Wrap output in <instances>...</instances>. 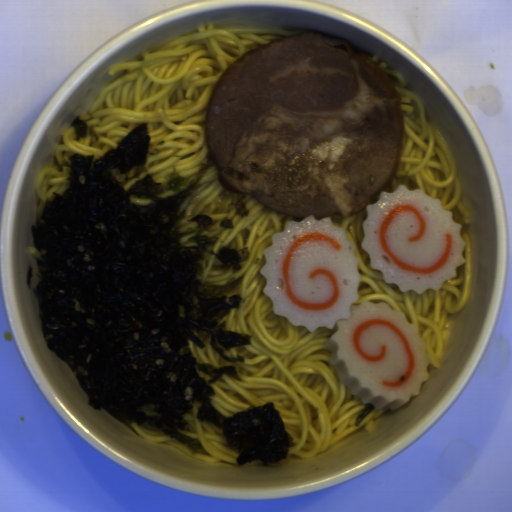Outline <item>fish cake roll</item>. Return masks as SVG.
I'll use <instances>...</instances> for the list:
<instances>
[{
	"mask_svg": "<svg viewBox=\"0 0 512 512\" xmlns=\"http://www.w3.org/2000/svg\"><path fill=\"white\" fill-rule=\"evenodd\" d=\"M461 228L439 198L400 184L394 192H379L378 201L366 205L361 248L387 284L397 285L401 293L423 294L439 290L466 263Z\"/></svg>",
	"mask_w": 512,
	"mask_h": 512,
	"instance_id": "obj_2",
	"label": "fish cake roll"
},
{
	"mask_svg": "<svg viewBox=\"0 0 512 512\" xmlns=\"http://www.w3.org/2000/svg\"><path fill=\"white\" fill-rule=\"evenodd\" d=\"M354 250L329 216L287 221L263 252L262 292L294 328L313 333L337 325L326 344L341 382L362 403L395 411L419 396L429 377L427 345L404 312L385 302L353 304L361 282Z\"/></svg>",
	"mask_w": 512,
	"mask_h": 512,
	"instance_id": "obj_1",
	"label": "fish cake roll"
}]
</instances>
